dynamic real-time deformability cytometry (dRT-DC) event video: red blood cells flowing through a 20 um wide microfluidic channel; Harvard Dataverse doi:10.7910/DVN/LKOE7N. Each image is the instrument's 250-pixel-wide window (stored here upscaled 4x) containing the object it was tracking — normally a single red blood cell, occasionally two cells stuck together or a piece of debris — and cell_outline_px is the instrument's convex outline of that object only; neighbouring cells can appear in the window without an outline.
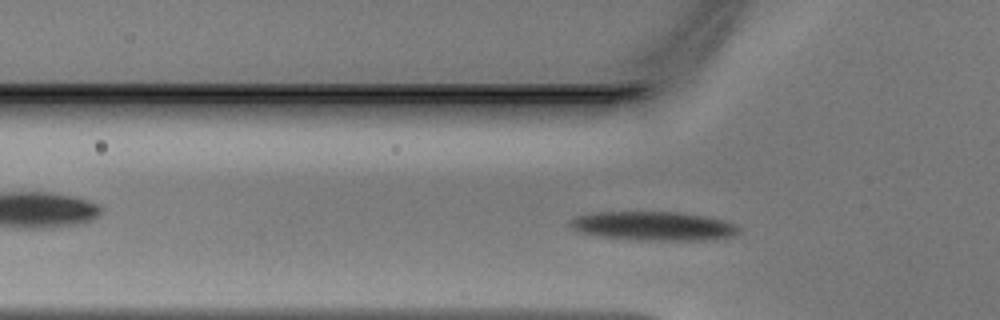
{"species": "Egyptian fruit bat (a non-hibernating species)", "species_latin": "Rousettus aegyptiacus", "temperature_condition": "warm", "stored_images_in_passage": 39, "camera_frame_rate_fps": 3000, "um_per_image_px": 0.085, "animal": {"sex": "male"}, "frame": {"image": 1, "passage_image": 10, "time_ms": 3.0, "image_size_px": [1000, 320], "cell_outline_px": [[740, 232], [732, 236], [704, 240], [636, 240], [600, 236], [584, 232], [572, 228], [568, 224], [568, 220], [576, 216], [592, 212], [684, 212], [724, 220], [736, 224], [740, 228]], "centroid_in_image_um": [55.56, 19.2], "position_along_channel_um": 70.2, "area_um2": 28.55}}
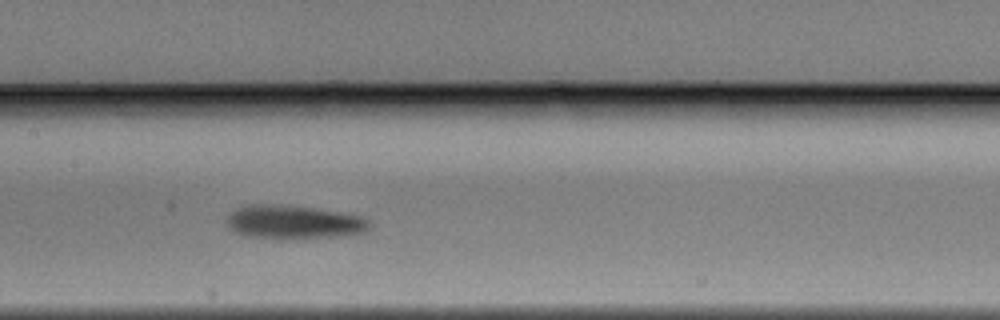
{"frame": {"image": 2, "passage_image": 18, "time_ms": 5.667, "image_size_px": [1000, 320], "cell_outline_px": [[372, 224], [368, 228], [360, 232], [340, 236], [244, 236], [228, 228], [224, 224], [224, 220], [236, 208], [252, 204], [280, 204], [312, 208], [340, 212], [364, 216]], "centroid_in_image_um": [24.91, 18.82], "position_along_channel_um": 182.5, "area_um2": 27.11}}
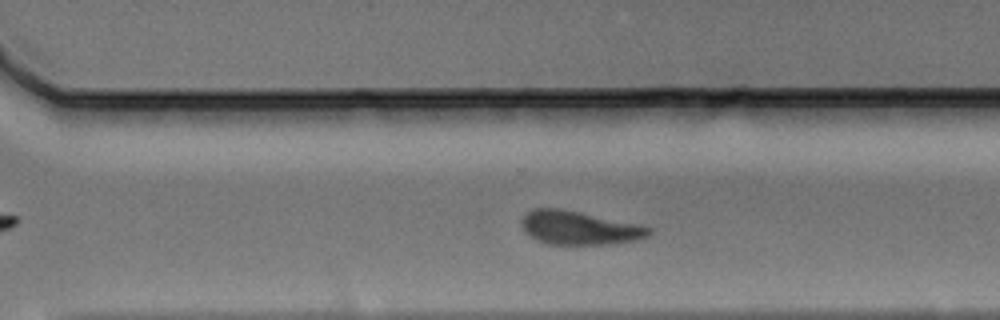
{"frame": {"image": 3, "passage_image": 28, "time_ms": 9.0, "image_size_px": [1000, 320], "cell_outline_px": [[652, 232], [648, 236], [636, 240], [608, 244], [548, 244], [524, 232], [520, 224], [520, 220], [532, 208], [560, 208], [644, 224], [652, 228]], "centroid_in_image_um": [49.28, 19.35], "position_along_channel_um": 321.3, "area_um2": 25.2}}